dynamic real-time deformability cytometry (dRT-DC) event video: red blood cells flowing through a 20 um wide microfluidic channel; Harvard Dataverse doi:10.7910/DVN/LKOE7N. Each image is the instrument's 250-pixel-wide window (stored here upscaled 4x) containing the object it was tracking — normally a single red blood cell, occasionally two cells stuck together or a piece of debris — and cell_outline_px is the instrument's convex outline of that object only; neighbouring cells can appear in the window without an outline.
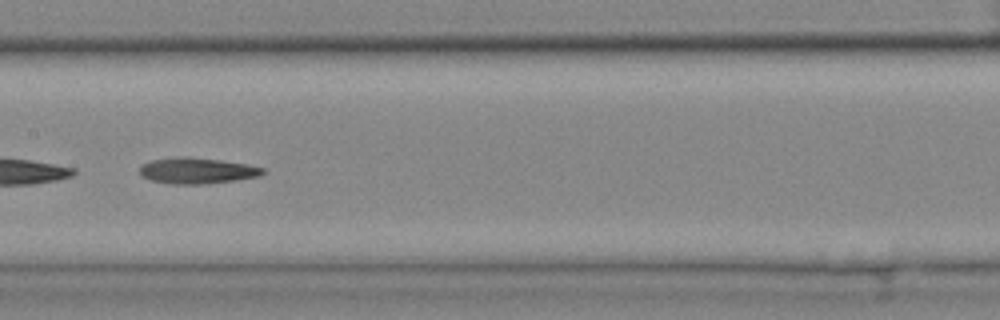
{"species": "common noctule bat (a hibernating species)", "species_latin": "Nyctalus noctula", "temperature_condition": "cold", "stored_images_in_passage": 30, "segment_of_instrument_passage": [2, 2], "camera_frame_rate_fps": 3000, "um_per_image_px": 0.085, "animal": {"sex": "female", "body_mass_g": 25.1}, "frame": {"image": 1, "passage_image": 28, "time_ms": 9.0, "image_size_px": [1000, 320], "cell_outline_px": [[268, 172], [260, 176], [236, 180], [204, 184], [172, 184], [152, 180], [140, 176], [140, 168], [144, 164], [152, 160], [176, 156], [188, 156], [220, 160], [248, 164], [264, 168]], "centroid_in_image_um": [16.79, 14.5], "position_along_channel_um": 190.6, "area_um2": 18.79}}